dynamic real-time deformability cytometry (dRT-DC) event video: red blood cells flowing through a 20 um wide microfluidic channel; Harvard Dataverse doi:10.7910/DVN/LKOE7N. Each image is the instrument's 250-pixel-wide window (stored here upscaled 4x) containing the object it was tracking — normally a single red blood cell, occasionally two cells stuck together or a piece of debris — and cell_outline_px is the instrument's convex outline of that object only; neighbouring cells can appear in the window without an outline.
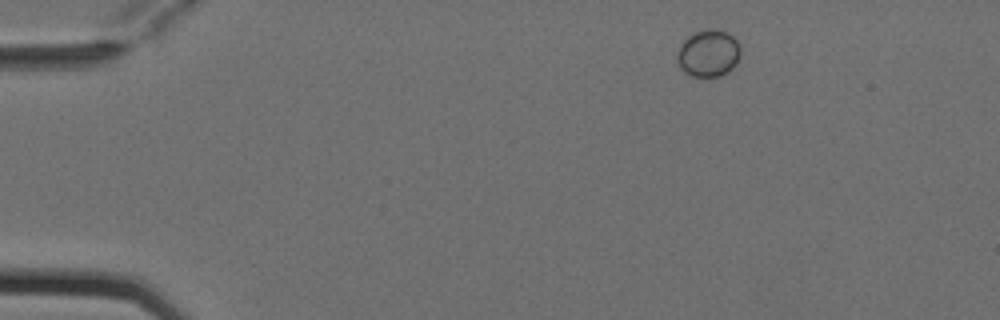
{"species": "Egyptian fruit bat (a non-hibernating species)", "species_latin": "Rousettus aegyptiacus", "temperature_condition": "cold", "stored_images_in_passage": 3, "camera_frame_rate_fps": 3000, "um_per_image_px": 0.085, "animal": {"sex": "female"}, "frame": {"image": 1, "passage_image": 1, "time_ms": 0.0, "image_size_px": [1000, 320], "cell_outline_px": [[740, 56], [736, 64], [732, 68], [720, 76], [692, 76], [684, 72], [680, 68], [676, 56], [680, 44], [688, 36], [696, 32], [708, 28], [728, 32], [740, 44]], "centroid_in_image_um": [60.21, 4.52], "position_along_channel_um": 24.8, "area_um2": 17.4}}